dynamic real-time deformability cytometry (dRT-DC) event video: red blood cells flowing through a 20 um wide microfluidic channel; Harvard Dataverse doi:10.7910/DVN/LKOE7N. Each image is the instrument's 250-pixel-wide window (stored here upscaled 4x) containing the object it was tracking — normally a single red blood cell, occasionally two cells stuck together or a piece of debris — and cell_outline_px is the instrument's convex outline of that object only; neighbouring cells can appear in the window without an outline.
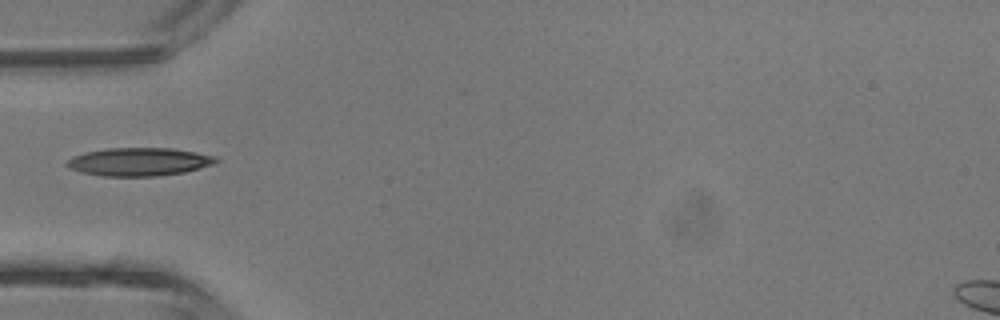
{"species": "common noctule bat (a hibernating species)", "species_latin": "Nyctalus noctula", "temperature_condition": "room temperature", "stored_images_in_passage": 1, "camera_frame_rate_fps": 3000, "um_per_image_px": 0.085, "animal": {"sex": "male", "body_mass_g": 13.3}, "frame": {"image": 1, "passage_image": 1, "time_ms": 0.0, "image_size_px": [1000, 320], "cell_outline_px": [[220, 160], [212, 164], [184, 172], [156, 176], [104, 176], [80, 172], [68, 168], [64, 164], [72, 156], [84, 152], [104, 148], [172, 148], [196, 152], [216, 156]], "centroid_in_image_um": [11.77, 13.74], "position_along_channel_um": 73.2, "area_um2": 24.57}}